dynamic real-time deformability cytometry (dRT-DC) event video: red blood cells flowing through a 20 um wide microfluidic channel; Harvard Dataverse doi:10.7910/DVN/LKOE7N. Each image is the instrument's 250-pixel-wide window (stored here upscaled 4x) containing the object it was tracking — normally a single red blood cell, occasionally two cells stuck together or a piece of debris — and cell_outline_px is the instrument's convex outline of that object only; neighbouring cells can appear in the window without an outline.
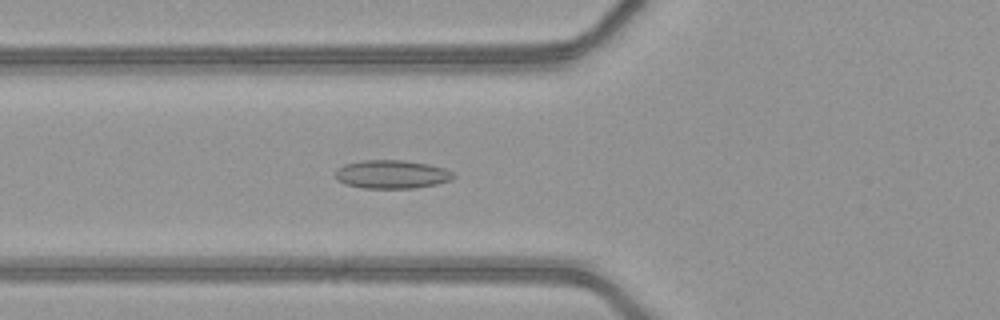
{"species": "common noctule bat (a hibernating species)", "species_latin": "Nyctalus noctula", "temperature_condition": "warm", "stored_images_in_passage": 41, "camera_frame_rate_fps": 3000, "um_per_image_px": 0.085, "animal": {"sex": "female", "body_mass_g": 21.9}, "frame": {"image": 1, "passage_image": 10, "time_ms": 3.0, "image_size_px": [1000, 320], "cell_outline_px": [[456, 176], [452, 180], [436, 184], [416, 188], [360, 188], [336, 180], [336, 168], [344, 164], [360, 160], [404, 160], [428, 164], [444, 168], [452, 172]], "centroid_in_image_um": [33.3, 14.81], "position_along_channel_um": 92.5, "area_um2": 19.71}}
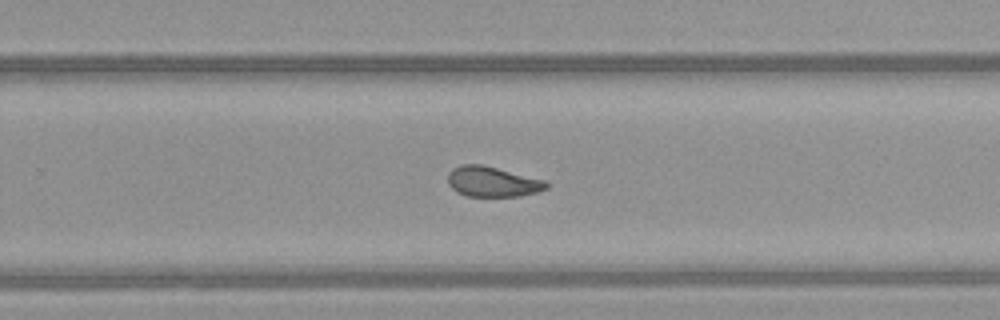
{"frame": {"image": 2, "passage_image": 24, "time_ms": 7.667, "image_size_px": [1000, 320], "cell_outline_px": [[548, 188], [536, 192], [520, 196], [468, 196], [456, 192], [448, 184], [448, 172], [452, 168], [460, 164], [484, 164], [544, 180], [548, 184]], "centroid_in_image_um": [41.82, 15.43], "position_along_channel_um": 288.0, "area_um2": 17.46}}
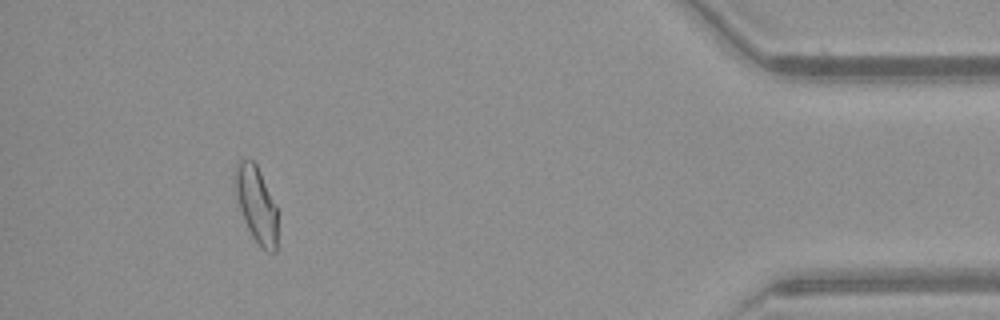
{"frame": {"image": 3, "passage_image": 37, "time_ms": 12.0, "image_size_px": [1000, 320], "cell_outline_px": [[276, 252], [268, 252], [260, 248], [252, 236], [244, 220], [240, 208], [232, 180], [232, 176], [236, 160], [252, 160], [256, 164], [276, 204]], "centroid_in_image_um": [21.75, 17.33], "position_along_channel_um": 413.5, "area_um2": 18.96}, "authors_computed_cell_mechanics": {"area_um2": 18.3804, "velocity_mm_per_s": 4.1742, "shape_relaxation_time_tau1_ms": null, "shape_relaxation_time_tau2_ms": 2.0988, "deformation_change_tau1": null, "deformation_change_tau2": 0.0907}}